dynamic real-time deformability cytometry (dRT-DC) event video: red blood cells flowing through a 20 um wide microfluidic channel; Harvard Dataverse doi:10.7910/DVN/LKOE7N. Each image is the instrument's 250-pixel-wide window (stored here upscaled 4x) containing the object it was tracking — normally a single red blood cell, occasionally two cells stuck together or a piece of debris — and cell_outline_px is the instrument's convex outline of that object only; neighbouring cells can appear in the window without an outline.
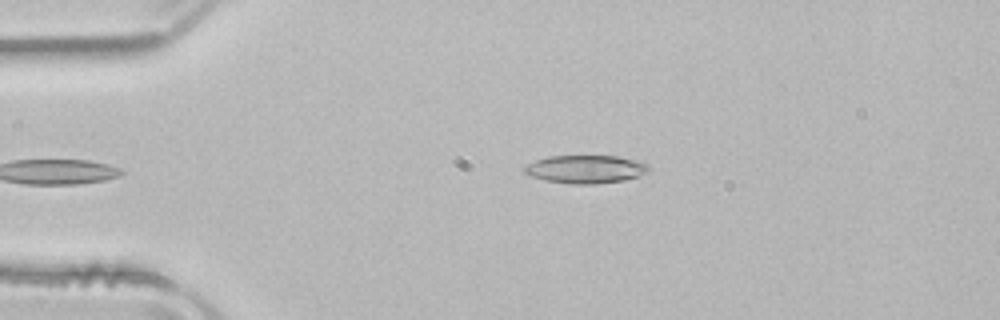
{"species": "common noctule bat (a hibernating species)", "species_latin": "Nyctalus noctula", "temperature_condition": "room temperature", "stored_images_in_passage": 36, "camera_frame_rate_fps": 3000, "um_per_image_px": 0.085, "animal": {"sex": "male", "body_mass_g": 21.5, "forearm_length_mm": 52.0}, "frame": {"image": 1, "passage_image": 2, "time_ms": 0.333, "image_size_px": [1000, 320], "cell_outline_px": [[648, 172], [624, 180], [596, 184], [572, 184], [544, 180], [532, 176], [524, 172], [524, 168], [528, 164], [536, 160], [548, 156], [616, 156], [640, 160], [648, 164]], "centroid_in_image_um": [49.8, 14.38], "position_along_channel_um": 35.2, "area_um2": 20.29}}
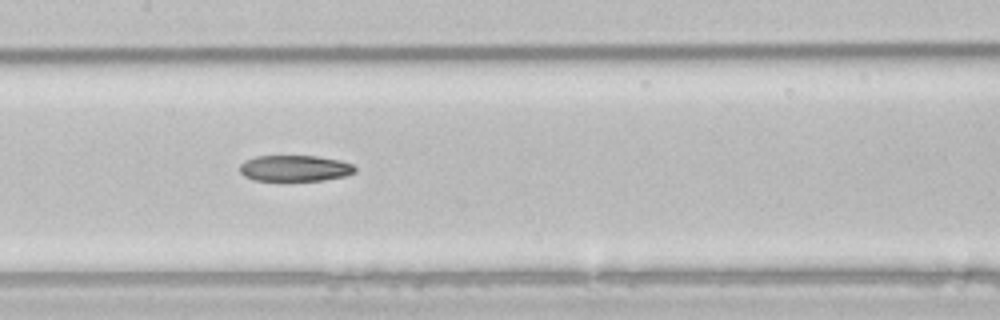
{"frame": {"image": 2, "passage_image": 16, "time_ms": 5.0, "image_size_px": [1000, 320], "cell_outline_px": [[356, 172], [344, 176], [324, 180], [252, 180], [244, 176], [240, 172], [240, 164], [244, 160], [256, 156], [316, 156], [340, 160], [352, 164], [356, 168]], "centroid_in_image_um": [25.05, 14.3], "position_along_channel_um": 182.4, "area_um2": 17.51}}
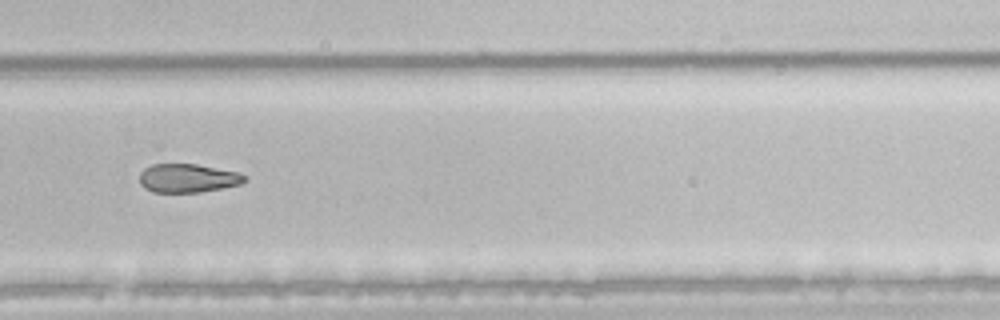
{"frame": {"image": 3, "passage_image": 26, "time_ms": 8.333, "image_size_px": [1000, 320], "cell_outline_px": [[248, 180], [240, 184], [200, 192], [152, 192], [144, 188], [140, 184], [140, 172], [144, 168], [152, 164], [196, 164], [236, 172], [248, 176]], "centroid_in_image_um": [15.94, 15.14], "position_along_channel_um": 313.9, "area_um2": 17.51}, "authors_computed_cell_mechanics": {"area_um2": 18.9873, "velocity_mm_per_s": 3.9691, "shape_relaxation_time_tau1_ms": null, "shape_relaxation_time_tau2_ms": 7.2013, "deformation_change_tau1": null, "deformation_change_tau2": 0.1665}}